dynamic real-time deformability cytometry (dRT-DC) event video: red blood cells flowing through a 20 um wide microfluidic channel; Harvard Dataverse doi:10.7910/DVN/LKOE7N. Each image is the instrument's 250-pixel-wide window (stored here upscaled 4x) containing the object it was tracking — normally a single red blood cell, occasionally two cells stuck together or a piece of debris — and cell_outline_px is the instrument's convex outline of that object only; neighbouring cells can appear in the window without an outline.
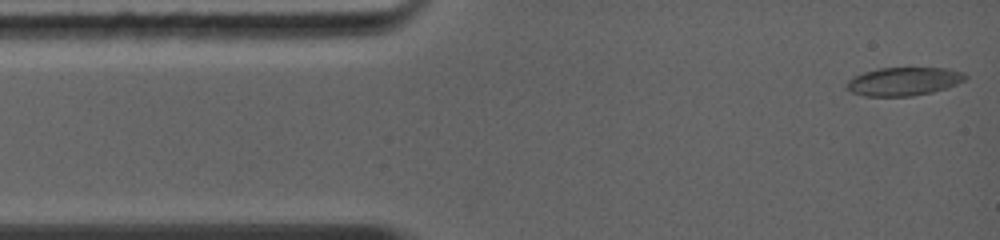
{"species": "common noctule bat (a hibernating species)", "species_latin": "Nyctalus noctula", "temperature_condition": "warm", "stored_images_in_passage": 85, "camera_frame_rate_fps": 5000, "um_per_image_px": 0.085, "animal": {"sex": "female", "body_mass_g": 19.0, "forearm_length_mm": 56.7}, "frame": {"image": 1, "passage_image": 1, "time_ms": 0.0, "image_size_px": [1000, 240], "cell_outline_px": [[968, 76], [964, 80], [956, 84], [932, 92], [912, 96], [864, 96], [852, 92], [844, 84], [852, 76], [876, 68], [948, 68], [964, 72]], "centroid_in_image_um": [76.79, 6.91], "position_along_channel_um": 8.2, "area_um2": 19.65}}
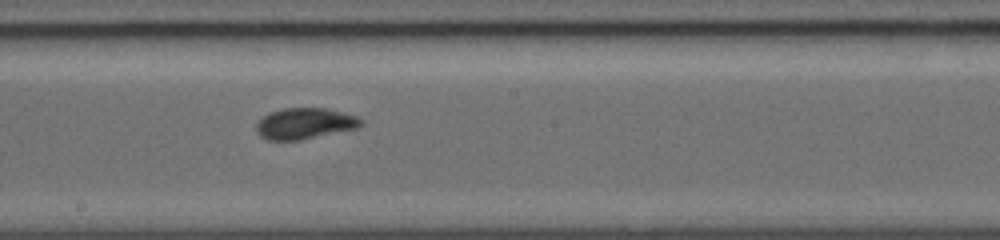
{"frame": {"image": 2, "passage_image": 31, "time_ms": 6.4, "image_size_px": [1000, 240], "cell_outline_px": [[364, 124], [356, 128], [300, 140], [268, 140], [260, 136], [256, 132], [256, 124], [268, 112], [284, 108], [328, 108], [344, 112], [356, 116], [364, 120]], "centroid_in_image_um": [25.91, 10.49], "position_along_channel_um": 222.3, "area_um2": 19.02}}
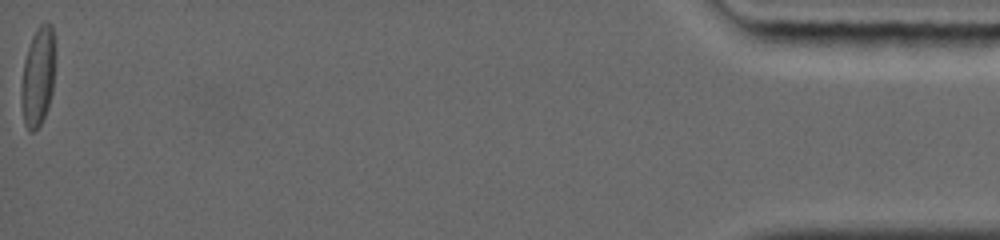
{"frame": {"image": 3, "passage_image": 84, "time_ms": 14.4, "image_size_px": [1000, 240], "cell_outline_px": [[56, 60], [52, 92], [48, 108], [40, 124], [32, 132], [28, 132], [24, 124], [20, 100], [20, 92], [24, 60], [32, 36], [36, 28], [40, 24], [52, 24]], "centroid_in_image_um": [3.23, 6.52], "position_along_channel_um": 432.0, "area_um2": 20.0}, "authors_computed_cell_mechanics": {"area_um2": 19.0162, "velocity_mm_per_s": 4.4127, "shape_relaxation_time_tau1_ms": null, "shape_relaxation_time_tau2_ms": 1.8305, "deformation_change_tau1": null, "deformation_change_tau2": 0.0686}}